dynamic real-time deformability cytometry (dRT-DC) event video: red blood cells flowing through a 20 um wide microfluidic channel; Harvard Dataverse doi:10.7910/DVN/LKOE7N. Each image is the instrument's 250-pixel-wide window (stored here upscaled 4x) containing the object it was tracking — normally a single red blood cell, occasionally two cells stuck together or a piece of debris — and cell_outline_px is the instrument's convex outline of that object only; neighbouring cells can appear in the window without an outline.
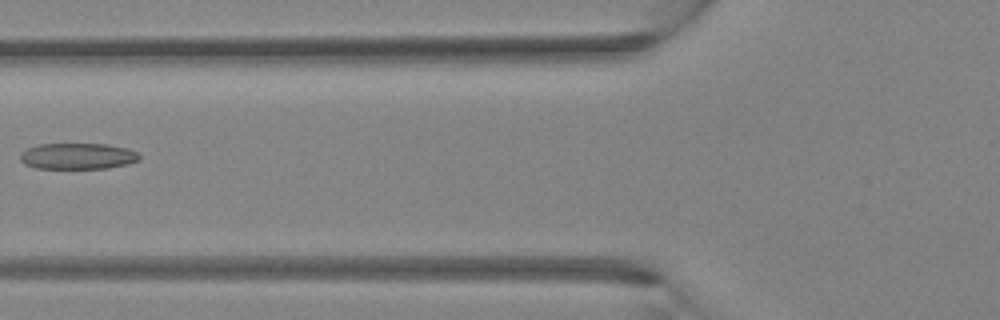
{"species": "Egyptian fruit bat (a non-hibernating species)", "species_latin": "Rousettus aegyptiacus", "temperature_condition": "room temperature", "stored_images_in_passage": 5, "camera_frame_rate_fps": 3000, "um_per_image_px": 0.085, "animal": {"sex": "female"}, "frame": {"image": 1, "passage_image": 5, "time_ms": 1.333, "image_size_px": [1000, 320], "cell_outline_px": [[140, 160], [128, 164], [108, 168], [36, 168], [24, 164], [20, 160], [20, 152], [28, 148], [40, 144], [108, 144], [128, 148], [136, 152], [140, 156]], "centroid_in_image_um": [6.61, 13.27], "position_along_channel_um": 119.2, "area_um2": 18.21}}